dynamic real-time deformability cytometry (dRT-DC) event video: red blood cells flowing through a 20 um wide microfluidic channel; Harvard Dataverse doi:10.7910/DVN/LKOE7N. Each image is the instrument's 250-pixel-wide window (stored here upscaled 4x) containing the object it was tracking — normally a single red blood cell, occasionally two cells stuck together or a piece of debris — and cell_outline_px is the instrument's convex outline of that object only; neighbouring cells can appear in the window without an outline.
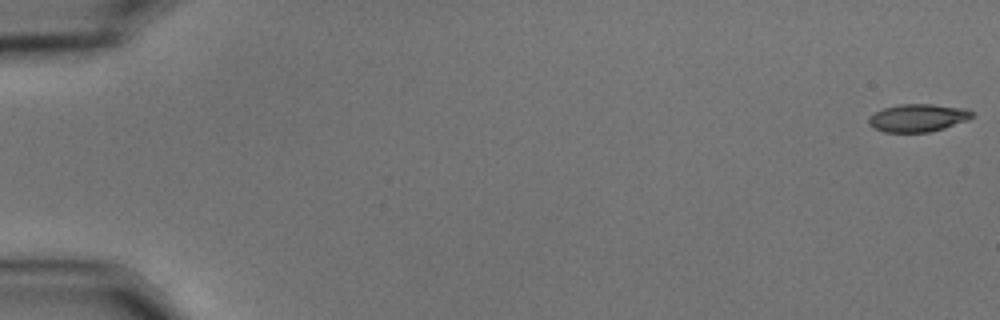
{"species": "common noctule bat (a hibernating species)", "species_latin": "Nyctalus noctula", "temperature_condition": "cold", "stored_images_in_passage": 18, "camera_frame_rate_fps": 3000, "um_per_image_px": 0.085, "animal": {"sex": "male", "body_mass_g": 15.6}, "frame": {"image": 1, "passage_image": 1, "time_ms": 0.0, "image_size_px": [1000, 320], "cell_outline_px": [[972, 116], [968, 120], [944, 128], [928, 132], [884, 132], [872, 128], [868, 120], [876, 112], [884, 108], [900, 104], [932, 104], [964, 108], [972, 112]], "centroid_in_image_um": [78.02, 10.02], "position_along_channel_um": 7.0, "area_um2": 16.53}}
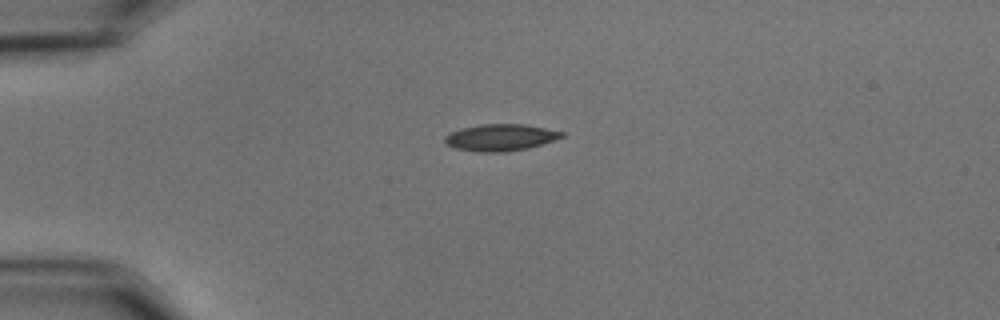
{"frame": {"image": 2, "passage_image": 15, "time_ms": 4.667, "image_size_px": [1000, 320], "cell_outline_px": [[564, 136], [528, 148], [504, 152], [476, 152], [456, 148], [448, 144], [444, 140], [444, 136], [460, 128], [480, 124], [524, 124], [564, 132]], "centroid_in_image_um": [42.51, 11.68], "position_along_channel_um": 42.5, "area_um2": 18.03}}